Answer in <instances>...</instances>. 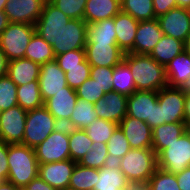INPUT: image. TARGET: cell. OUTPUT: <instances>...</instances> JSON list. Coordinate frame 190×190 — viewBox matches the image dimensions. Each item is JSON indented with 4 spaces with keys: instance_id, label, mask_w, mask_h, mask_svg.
Masks as SVG:
<instances>
[{
    "instance_id": "6da1fadb",
    "label": "cell",
    "mask_w": 190,
    "mask_h": 190,
    "mask_svg": "<svg viewBox=\"0 0 190 190\" xmlns=\"http://www.w3.org/2000/svg\"><path fill=\"white\" fill-rule=\"evenodd\" d=\"M123 60L132 72L137 91H159L168 86L165 66L150 55L126 53Z\"/></svg>"
},
{
    "instance_id": "7a4b0ae2",
    "label": "cell",
    "mask_w": 190,
    "mask_h": 190,
    "mask_svg": "<svg viewBox=\"0 0 190 190\" xmlns=\"http://www.w3.org/2000/svg\"><path fill=\"white\" fill-rule=\"evenodd\" d=\"M9 174L7 181L25 187L38 177L39 162L35 150L23 144H8Z\"/></svg>"
},
{
    "instance_id": "3957f363",
    "label": "cell",
    "mask_w": 190,
    "mask_h": 190,
    "mask_svg": "<svg viewBox=\"0 0 190 190\" xmlns=\"http://www.w3.org/2000/svg\"><path fill=\"white\" fill-rule=\"evenodd\" d=\"M116 164L129 182H148L158 168L152 148L130 149Z\"/></svg>"
},
{
    "instance_id": "277c9868",
    "label": "cell",
    "mask_w": 190,
    "mask_h": 190,
    "mask_svg": "<svg viewBox=\"0 0 190 190\" xmlns=\"http://www.w3.org/2000/svg\"><path fill=\"white\" fill-rule=\"evenodd\" d=\"M59 125L55 117L44 106L27 111L22 144L34 149Z\"/></svg>"
},
{
    "instance_id": "5b68a950",
    "label": "cell",
    "mask_w": 190,
    "mask_h": 190,
    "mask_svg": "<svg viewBox=\"0 0 190 190\" xmlns=\"http://www.w3.org/2000/svg\"><path fill=\"white\" fill-rule=\"evenodd\" d=\"M35 33V26L26 23L9 22L5 30L0 34V48L11 61L24 58L25 50Z\"/></svg>"
},
{
    "instance_id": "8992f818",
    "label": "cell",
    "mask_w": 190,
    "mask_h": 190,
    "mask_svg": "<svg viewBox=\"0 0 190 190\" xmlns=\"http://www.w3.org/2000/svg\"><path fill=\"white\" fill-rule=\"evenodd\" d=\"M34 150L39 164L70 159L69 128L66 125H59Z\"/></svg>"
},
{
    "instance_id": "52a82bcc",
    "label": "cell",
    "mask_w": 190,
    "mask_h": 190,
    "mask_svg": "<svg viewBox=\"0 0 190 190\" xmlns=\"http://www.w3.org/2000/svg\"><path fill=\"white\" fill-rule=\"evenodd\" d=\"M70 19L47 0L39 19L34 25L35 32L52 47H59V34Z\"/></svg>"
},
{
    "instance_id": "ba28073f",
    "label": "cell",
    "mask_w": 190,
    "mask_h": 190,
    "mask_svg": "<svg viewBox=\"0 0 190 190\" xmlns=\"http://www.w3.org/2000/svg\"><path fill=\"white\" fill-rule=\"evenodd\" d=\"M158 168L177 174L190 167V138L184 132L178 140L169 144L158 156Z\"/></svg>"
},
{
    "instance_id": "9c48e42d",
    "label": "cell",
    "mask_w": 190,
    "mask_h": 190,
    "mask_svg": "<svg viewBox=\"0 0 190 190\" xmlns=\"http://www.w3.org/2000/svg\"><path fill=\"white\" fill-rule=\"evenodd\" d=\"M185 97L186 88L166 86L158 91L162 121L165 123L186 122Z\"/></svg>"
},
{
    "instance_id": "30bf717a",
    "label": "cell",
    "mask_w": 190,
    "mask_h": 190,
    "mask_svg": "<svg viewBox=\"0 0 190 190\" xmlns=\"http://www.w3.org/2000/svg\"><path fill=\"white\" fill-rule=\"evenodd\" d=\"M27 111L19 105L1 112L0 141L6 144H22Z\"/></svg>"
},
{
    "instance_id": "8fae6325",
    "label": "cell",
    "mask_w": 190,
    "mask_h": 190,
    "mask_svg": "<svg viewBox=\"0 0 190 190\" xmlns=\"http://www.w3.org/2000/svg\"><path fill=\"white\" fill-rule=\"evenodd\" d=\"M38 82L43 102L59 91H75L67 85L65 72L55 60L41 65Z\"/></svg>"
},
{
    "instance_id": "7c38bea8",
    "label": "cell",
    "mask_w": 190,
    "mask_h": 190,
    "mask_svg": "<svg viewBox=\"0 0 190 190\" xmlns=\"http://www.w3.org/2000/svg\"><path fill=\"white\" fill-rule=\"evenodd\" d=\"M87 23L84 19H70L59 34V47H53L55 56L71 50L85 49Z\"/></svg>"
},
{
    "instance_id": "4fadbf2b",
    "label": "cell",
    "mask_w": 190,
    "mask_h": 190,
    "mask_svg": "<svg viewBox=\"0 0 190 190\" xmlns=\"http://www.w3.org/2000/svg\"><path fill=\"white\" fill-rule=\"evenodd\" d=\"M156 19L163 35L185 42L190 32V9L177 7Z\"/></svg>"
},
{
    "instance_id": "5bb4252c",
    "label": "cell",
    "mask_w": 190,
    "mask_h": 190,
    "mask_svg": "<svg viewBox=\"0 0 190 190\" xmlns=\"http://www.w3.org/2000/svg\"><path fill=\"white\" fill-rule=\"evenodd\" d=\"M47 0H7L4 13L9 22L35 25Z\"/></svg>"
},
{
    "instance_id": "9a60e30c",
    "label": "cell",
    "mask_w": 190,
    "mask_h": 190,
    "mask_svg": "<svg viewBox=\"0 0 190 190\" xmlns=\"http://www.w3.org/2000/svg\"><path fill=\"white\" fill-rule=\"evenodd\" d=\"M86 60L90 66L114 67L124 58L125 53L117 43H86Z\"/></svg>"
},
{
    "instance_id": "2e32d148",
    "label": "cell",
    "mask_w": 190,
    "mask_h": 190,
    "mask_svg": "<svg viewBox=\"0 0 190 190\" xmlns=\"http://www.w3.org/2000/svg\"><path fill=\"white\" fill-rule=\"evenodd\" d=\"M128 97L117 91H109L94 103L98 118L119 124L127 115Z\"/></svg>"
},
{
    "instance_id": "e0dca14e",
    "label": "cell",
    "mask_w": 190,
    "mask_h": 190,
    "mask_svg": "<svg viewBox=\"0 0 190 190\" xmlns=\"http://www.w3.org/2000/svg\"><path fill=\"white\" fill-rule=\"evenodd\" d=\"M76 163L68 159L61 162L39 164L38 176L50 186L58 190H65L69 187L70 177Z\"/></svg>"
},
{
    "instance_id": "ac0fdd59",
    "label": "cell",
    "mask_w": 190,
    "mask_h": 190,
    "mask_svg": "<svg viewBox=\"0 0 190 190\" xmlns=\"http://www.w3.org/2000/svg\"><path fill=\"white\" fill-rule=\"evenodd\" d=\"M119 126L131 149L152 148V129L145 121L126 115Z\"/></svg>"
},
{
    "instance_id": "d6986e66",
    "label": "cell",
    "mask_w": 190,
    "mask_h": 190,
    "mask_svg": "<svg viewBox=\"0 0 190 190\" xmlns=\"http://www.w3.org/2000/svg\"><path fill=\"white\" fill-rule=\"evenodd\" d=\"M163 36L157 19L139 21L133 49L129 53L149 55Z\"/></svg>"
},
{
    "instance_id": "ffe728a7",
    "label": "cell",
    "mask_w": 190,
    "mask_h": 190,
    "mask_svg": "<svg viewBox=\"0 0 190 190\" xmlns=\"http://www.w3.org/2000/svg\"><path fill=\"white\" fill-rule=\"evenodd\" d=\"M158 102V91H135L128 96L127 116L152 121L153 105Z\"/></svg>"
},
{
    "instance_id": "44dd1931",
    "label": "cell",
    "mask_w": 190,
    "mask_h": 190,
    "mask_svg": "<svg viewBox=\"0 0 190 190\" xmlns=\"http://www.w3.org/2000/svg\"><path fill=\"white\" fill-rule=\"evenodd\" d=\"M77 99L76 91H59L44 102V107L60 125H65L70 120Z\"/></svg>"
},
{
    "instance_id": "7402d4cb",
    "label": "cell",
    "mask_w": 190,
    "mask_h": 190,
    "mask_svg": "<svg viewBox=\"0 0 190 190\" xmlns=\"http://www.w3.org/2000/svg\"><path fill=\"white\" fill-rule=\"evenodd\" d=\"M168 86L177 88L190 87V55L183 50L165 67Z\"/></svg>"
},
{
    "instance_id": "603a6c76",
    "label": "cell",
    "mask_w": 190,
    "mask_h": 190,
    "mask_svg": "<svg viewBox=\"0 0 190 190\" xmlns=\"http://www.w3.org/2000/svg\"><path fill=\"white\" fill-rule=\"evenodd\" d=\"M138 24V20L121 11L114 17L117 45L125 54L133 49Z\"/></svg>"
},
{
    "instance_id": "cb8c5ba5",
    "label": "cell",
    "mask_w": 190,
    "mask_h": 190,
    "mask_svg": "<svg viewBox=\"0 0 190 190\" xmlns=\"http://www.w3.org/2000/svg\"><path fill=\"white\" fill-rule=\"evenodd\" d=\"M186 122L165 123L152 129V149L158 156L186 131Z\"/></svg>"
},
{
    "instance_id": "d4e9b609",
    "label": "cell",
    "mask_w": 190,
    "mask_h": 190,
    "mask_svg": "<svg viewBox=\"0 0 190 190\" xmlns=\"http://www.w3.org/2000/svg\"><path fill=\"white\" fill-rule=\"evenodd\" d=\"M41 65L27 58L9 61L7 76L21 86L32 81H38Z\"/></svg>"
},
{
    "instance_id": "484cf974",
    "label": "cell",
    "mask_w": 190,
    "mask_h": 190,
    "mask_svg": "<svg viewBox=\"0 0 190 190\" xmlns=\"http://www.w3.org/2000/svg\"><path fill=\"white\" fill-rule=\"evenodd\" d=\"M121 11L120 0H87L83 19L87 24L115 17Z\"/></svg>"
},
{
    "instance_id": "4316f807",
    "label": "cell",
    "mask_w": 190,
    "mask_h": 190,
    "mask_svg": "<svg viewBox=\"0 0 190 190\" xmlns=\"http://www.w3.org/2000/svg\"><path fill=\"white\" fill-rule=\"evenodd\" d=\"M129 181L116 163L110 162L99 169L93 190H124Z\"/></svg>"
},
{
    "instance_id": "83f0119b",
    "label": "cell",
    "mask_w": 190,
    "mask_h": 190,
    "mask_svg": "<svg viewBox=\"0 0 190 190\" xmlns=\"http://www.w3.org/2000/svg\"><path fill=\"white\" fill-rule=\"evenodd\" d=\"M183 50V41L163 35L149 55L159 64L166 67V65Z\"/></svg>"
},
{
    "instance_id": "f1b7e54d",
    "label": "cell",
    "mask_w": 190,
    "mask_h": 190,
    "mask_svg": "<svg viewBox=\"0 0 190 190\" xmlns=\"http://www.w3.org/2000/svg\"><path fill=\"white\" fill-rule=\"evenodd\" d=\"M117 43L114 17L87 24V43Z\"/></svg>"
},
{
    "instance_id": "f546056e",
    "label": "cell",
    "mask_w": 190,
    "mask_h": 190,
    "mask_svg": "<svg viewBox=\"0 0 190 190\" xmlns=\"http://www.w3.org/2000/svg\"><path fill=\"white\" fill-rule=\"evenodd\" d=\"M24 57L40 65L55 60L53 47L36 32L29 41Z\"/></svg>"
},
{
    "instance_id": "4dcf8cb0",
    "label": "cell",
    "mask_w": 190,
    "mask_h": 190,
    "mask_svg": "<svg viewBox=\"0 0 190 190\" xmlns=\"http://www.w3.org/2000/svg\"><path fill=\"white\" fill-rule=\"evenodd\" d=\"M97 118L94 103L78 98L70 120L65 125L68 128L85 129Z\"/></svg>"
},
{
    "instance_id": "1f68e13d",
    "label": "cell",
    "mask_w": 190,
    "mask_h": 190,
    "mask_svg": "<svg viewBox=\"0 0 190 190\" xmlns=\"http://www.w3.org/2000/svg\"><path fill=\"white\" fill-rule=\"evenodd\" d=\"M112 77V91H117L127 97L136 91V84L132 72L124 60L113 67Z\"/></svg>"
},
{
    "instance_id": "d6a6232c",
    "label": "cell",
    "mask_w": 190,
    "mask_h": 190,
    "mask_svg": "<svg viewBox=\"0 0 190 190\" xmlns=\"http://www.w3.org/2000/svg\"><path fill=\"white\" fill-rule=\"evenodd\" d=\"M18 105L26 111L44 106L38 81H32L21 86H17Z\"/></svg>"
},
{
    "instance_id": "836d02e7",
    "label": "cell",
    "mask_w": 190,
    "mask_h": 190,
    "mask_svg": "<svg viewBox=\"0 0 190 190\" xmlns=\"http://www.w3.org/2000/svg\"><path fill=\"white\" fill-rule=\"evenodd\" d=\"M97 177H99V169L84 167L76 163L68 188L72 190H93Z\"/></svg>"
},
{
    "instance_id": "e575fe53",
    "label": "cell",
    "mask_w": 190,
    "mask_h": 190,
    "mask_svg": "<svg viewBox=\"0 0 190 190\" xmlns=\"http://www.w3.org/2000/svg\"><path fill=\"white\" fill-rule=\"evenodd\" d=\"M121 12L131 15L138 21L156 19L153 0H120Z\"/></svg>"
},
{
    "instance_id": "d590c367",
    "label": "cell",
    "mask_w": 190,
    "mask_h": 190,
    "mask_svg": "<svg viewBox=\"0 0 190 190\" xmlns=\"http://www.w3.org/2000/svg\"><path fill=\"white\" fill-rule=\"evenodd\" d=\"M92 143L84 129L69 128V151L72 161L78 163L91 149Z\"/></svg>"
},
{
    "instance_id": "8d00e7d4",
    "label": "cell",
    "mask_w": 190,
    "mask_h": 190,
    "mask_svg": "<svg viewBox=\"0 0 190 190\" xmlns=\"http://www.w3.org/2000/svg\"><path fill=\"white\" fill-rule=\"evenodd\" d=\"M110 163L106 143L93 142L88 153L79 160L78 164L84 167L100 169Z\"/></svg>"
},
{
    "instance_id": "74e56055",
    "label": "cell",
    "mask_w": 190,
    "mask_h": 190,
    "mask_svg": "<svg viewBox=\"0 0 190 190\" xmlns=\"http://www.w3.org/2000/svg\"><path fill=\"white\" fill-rule=\"evenodd\" d=\"M118 126L119 124L117 123L97 118L84 130L93 142L96 141L107 144L108 140Z\"/></svg>"
},
{
    "instance_id": "f35d334b",
    "label": "cell",
    "mask_w": 190,
    "mask_h": 190,
    "mask_svg": "<svg viewBox=\"0 0 190 190\" xmlns=\"http://www.w3.org/2000/svg\"><path fill=\"white\" fill-rule=\"evenodd\" d=\"M109 160L112 163L119 161L130 149L123 130L118 126L107 142Z\"/></svg>"
},
{
    "instance_id": "ab89813d",
    "label": "cell",
    "mask_w": 190,
    "mask_h": 190,
    "mask_svg": "<svg viewBox=\"0 0 190 190\" xmlns=\"http://www.w3.org/2000/svg\"><path fill=\"white\" fill-rule=\"evenodd\" d=\"M17 105V85L7 75L0 77V109L5 111Z\"/></svg>"
},
{
    "instance_id": "60d3db41",
    "label": "cell",
    "mask_w": 190,
    "mask_h": 190,
    "mask_svg": "<svg viewBox=\"0 0 190 190\" xmlns=\"http://www.w3.org/2000/svg\"><path fill=\"white\" fill-rule=\"evenodd\" d=\"M148 184L150 190H180L176 174L157 168L150 177Z\"/></svg>"
},
{
    "instance_id": "b9f144b4",
    "label": "cell",
    "mask_w": 190,
    "mask_h": 190,
    "mask_svg": "<svg viewBox=\"0 0 190 190\" xmlns=\"http://www.w3.org/2000/svg\"><path fill=\"white\" fill-rule=\"evenodd\" d=\"M71 19H83L87 0H49Z\"/></svg>"
},
{
    "instance_id": "7bdbcfd3",
    "label": "cell",
    "mask_w": 190,
    "mask_h": 190,
    "mask_svg": "<svg viewBox=\"0 0 190 190\" xmlns=\"http://www.w3.org/2000/svg\"><path fill=\"white\" fill-rule=\"evenodd\" d=\"M61 69L65 72L67 85L72 89H76L90 77L91 66L88 61L85 60L81 63V67Z\"/></svg>"
},
{
    "instance_id": "ee69618b",
    "label": "cell",
    "mask_w": 190,
    "mask_h": 190,
    "mask_svg": "<svg viewBox=\"0 0 190 190\" xmlns=\"http://www.w3.org/2000/svg\"><path fill=\"white\" fill-rule=\"evenodd\" d=\"M75 91L78 98L92 103H95L105 95L103 88L91 77L85 80Z\"/></svg>"
},
{
    "instance_id": "f6af8a7d",
    "label": "cell",
    "mask_w": 190,
    "mask_h": 190,
    "mask_svg": "<svg viewBox=\"0 0 190 190\" xmlns=\"http://www.w3.org/2000/svg\"><path fill=\"white\" fill-rule=\"evenodd\" d=\"M113 67L91 66L90 77L103 88L104 93L112 90Z\"/></svg>"
},
{
    "instance_id": "bcb514c9",
    "label": "cell",
    "mask_w": 190,
    "mask_h": 190,
    "mask_svg": "<svg viewBox=\"0 0 190 190\" xmlns=\"http://www.w3.org/2000/svg\"><path fill=\"white\" fill-rule=\"evenodd\" d=\"M85 60V49L71 50L55 56V61L58 63L60 68L81 67V63Z\"/></svg>"
},
{
    "instance_id": "7dc6e473",
    "label": "cell",
    "mask_w": 190,
    "mask_h": 190,
    "mask_svg": "<svg viewBox=\"0 0 190 190\" xmlns=\"http://www.w3.org/2000/svg\"><path fill=\"white\" fill-rule=\"evenodd\" d=\"M8 144L0 141V177L6 181L9 174Z\"/></svg>"
},
{
    "instance_id": "c3c4849f",
    "label": "cell",
    "mask_w": 190,
    "mask_h": 190,
    "mask_svg": "<svg viewBox=\"0 0 190 190\" xmlns=\"http://www.w3.org/2000/svg\"><path fill=\"white\" fill-rule=\"evenodd\" d=\"M153 7L156 17H159L178 6L177 0H153Z\"/></svg>"
},
{
    "instance_id": "681fc988",
    "label": "cell",
    "mask_w": 190,
    "mask_h": 190,
    "mask_svg": "<svg viewBox=\"0 0 190 190\" xmlns=\"http://www.w3.org/2000/svg\"><path fill=\"white\" fill-rule=\"evenodd\" d=\"M176 179L180 190H190V167L177 173Z\"/></svg>"
},
{
    "instance_id": "f907efd6",
    "label": "cell",
    "mask_w": 190,
    "mask_h": 190,
    "mask_svg": "<svg viewBox=\"0 0 190 190\" xmlns=\"http://www.w3.org/2000/svg\"><path fill=\"white\" fill-rule=\"evenodd\" d=\"M147 124L151 129L165 124V121H162L161 106L158 104V102L153 105L152 121H147Z\"/></svg>"
},
{
    "instance_id": "816d5d0a",
    "label": "cell",
    "mask_w": 190,
    "mask_h": 190,
    "mask_svg": "<svg viewBox=\"0 0 190 190\" xmlns=\"http://www.w3.org/2000/svg\"><path fill=\"white\" fill-rule=\"evenodd\" d=\"M29 190H58L50 186L47 182L42 180L39 176L33 179L27 186Z\"/></svg>"
},
{
    "instance_id": "f5cc1de1",
    "label": "cell",
    "mask_w": 190,
    "mask_h": 190,
    "mask_svg": "<svg viewBox=\"0 0 190 190\" xmlns=\"http://www.w3.org/2000/svg\"><path fill=\"white\" fill-rule=\"evenodd\" d=\"M9 60L0 48V77L7 75Z\"/></svg>"
},
{
    "instance_id": "db71d44e",
    "label": "cell",
    "mask_w": 190,
    "mask_h": 190,
    "mask_svg": "<svg viewBox=\"0 0 190 190\" xmlns=\"http://www.w3.org/2000/svg\"><path fill=\"white\" fill-rule=\"evenodd\" d=\"M124 190H150L148 182H129Z\"/></svg>"
},
{
    "instance_id": "11a10c76",
    "label": "cell",
    "mask_w": 190,
    "mask_h": 190,
    "mask_svg": "<svg viewBox=\"0 0 190 190\" xmlns=\"http://www.w3.org/2000/svg\"><path fill=\"white\" fill-rule=\"evenodd\" d=\"M185 117L186 123H190V87L186 88V97H185Z\"/></svg>"
},
{
    "instance_id": "9f6ffc18",
    "label": "cell",
    "mask_w": 190,
    "mask_h": 190,
    "mask_svg": "<svg viewBox=\"0 0 190 190\" xmlns=\"http://www.w3.org/2000/svg\"><path fill=\"white\" fill-rule=\"evenodd\" d=\"M8 24L9 20L7 15L4 13V11H0V34L5 30Z\"/></svg>"
},
{
    "instance_id": "6f0895ef",
    "label": "cell",
    "mask_w": 190,
    "mask_h": 190,
    "mask_svg": "<svg viewBox=\"0 0 190 190\" xmlns=\"http://www.w3.org/2000/svg\"><path fill=\"white\" fill-rule=\"evenodd\" d=\"M0 190H19V187L6 180L0 185Z\"/></svg>"
},
{
    "instance_id": "680465c9",
    "label": "cell",
    "mask_w": 190,
    "mask_h": 190,
    "mask_svg": "<svg viewBox=\"0 0 190 190\" xmlns=\"http://www.w3.org/2000/svg\"><path fill=\"white\" fill-rule=\"evenodd\" d=\"M177 6L190 9V0H177Z\"/></svg>"
},
{
    "instance_id": "91938a15",
    "label": "cell",
    "mask_w": 190,
    "mask_h": 190,
    "mask_svg": "<svg viewBox=\"0 0 190 190\" xmlns=\"http://www.w3.org/2000/svg\"><path fill=\"white\" fill-rule=\"evenodd\" d=\"M184 50L186 51L188 55H190V32L187 35V38L184 42Z\"/></svg>"
},
{
    "instance_id": "94428289",
    "label": "cell",
    "mask_w": 190,
    "mask_h": 190,
    "mask_svg": "<svg viewBox=\"0 0 190 190\" xmlns=\"http://www.w3.org/2000/svg\"><path fill=\"white\" fill-rule=\"evenodd\" d=\"M7 0H0V11H4Z\"/></svg>"
},
{
    "instance_id": "6125c7cd",
    "label": "cell",
    "mask_w": 190,
    "mask_h": 190,
    "mask_svg": "<svg viewBox=\"0 0 190 190\" xmlns=\"http://www.w3.org/2000/svg\"><path fill=\"white\" fill-rule=\"evenodd\" d=\"M185 132L189 135L190 138V123L187 124Z\"/></svg>"
},
{
    "instance_id": "be15d7a7",
    "label": "cell",
    "mask_w": 190,
    "mask_h": 190,
    "mask_svg": "<svg viewBox=\"0 0 190 190\" xmlns=\"http://www.w3.org/2000/svg\"><path fill=\"white\" fill-rule=\"evenodd\" d=\"M19 190H29V189L26 187H19Z\"/></svg>"
},
{
    "instance_id": "e7e4bbea",
    "label": "cell",
    "mask_w": 190,
    "mask_h": 190,
    "mask_svg": "<svg viewBox=\"0 0 190 190\" xmlns=\"http://www.w3.org/2000/svg\"><path fill=\"white\" fill-rule=\"evenodd\" d=\"M3 181H4V180L0 177V185L2 184Z\"/></svg>"
}]
</instances>
